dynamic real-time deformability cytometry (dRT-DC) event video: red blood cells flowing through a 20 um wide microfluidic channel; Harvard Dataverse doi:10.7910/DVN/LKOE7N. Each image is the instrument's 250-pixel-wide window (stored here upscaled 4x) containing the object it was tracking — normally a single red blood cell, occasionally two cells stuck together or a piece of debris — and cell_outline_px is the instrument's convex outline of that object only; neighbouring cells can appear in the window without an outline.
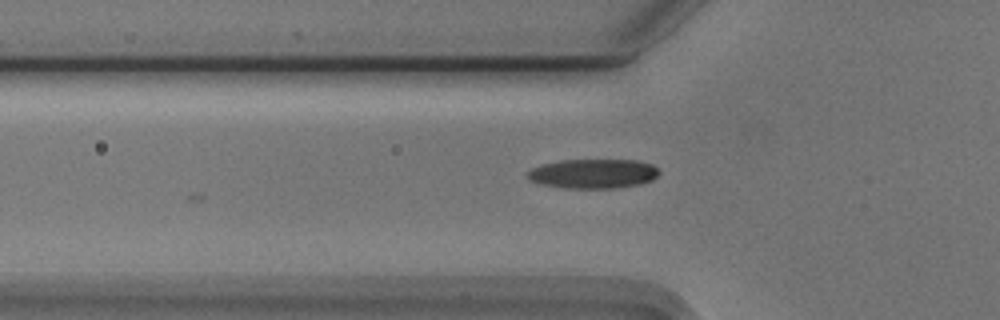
{"species": "Egyptian fruit bat (a non-hibernating species)", "species_latin": "Rousettus aegyptiacus", "temperature_condition": "cold", "stored_images_in_passage": 12, "camera_frame_rate_fps": 3000, "um_per_image_px": 0.085, "animal": {"sex": "male"}, "frame": {"image": 1, "passage_image": 4, "time_ms": 1.0, "image_size_px": [1000, 320], "cell_outline_px": [[660, 172], [652, 180], [640, 184], [616, 188], [560, 188], [540, 184], [528, 180], [528, 172], [532, 168], [540, 164], [560, 160], [636, 160], [652, 164]], "centroid_in_image_um": [50.39, 14.76], "position_along_channel_um": 75.4, "area_um2": 22.72}}
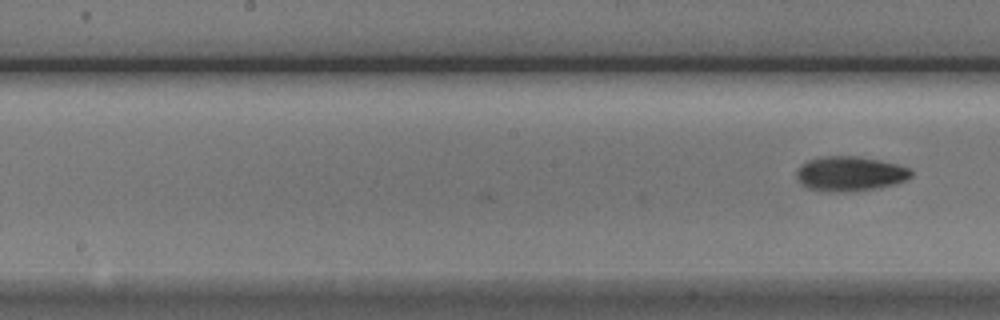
{"frame": {"image": 2, "passage_image": 12, "time_ms": 3.667, "image_size_px": [1000, 320], "cell_outline_px": [[912, 176], [896, 184], [880, 188], [856, 192], [828, 192], [808, 188], [800, 184], [796, 176], [796, 172], [800, 164], [808, 160], [824, 156], [856, 156], [880, 160], [912, 168]], "centroid_in_image_um": [72.25, 14.78], "position_along_channel_um": 176.0, "area_um2": 23.64}}